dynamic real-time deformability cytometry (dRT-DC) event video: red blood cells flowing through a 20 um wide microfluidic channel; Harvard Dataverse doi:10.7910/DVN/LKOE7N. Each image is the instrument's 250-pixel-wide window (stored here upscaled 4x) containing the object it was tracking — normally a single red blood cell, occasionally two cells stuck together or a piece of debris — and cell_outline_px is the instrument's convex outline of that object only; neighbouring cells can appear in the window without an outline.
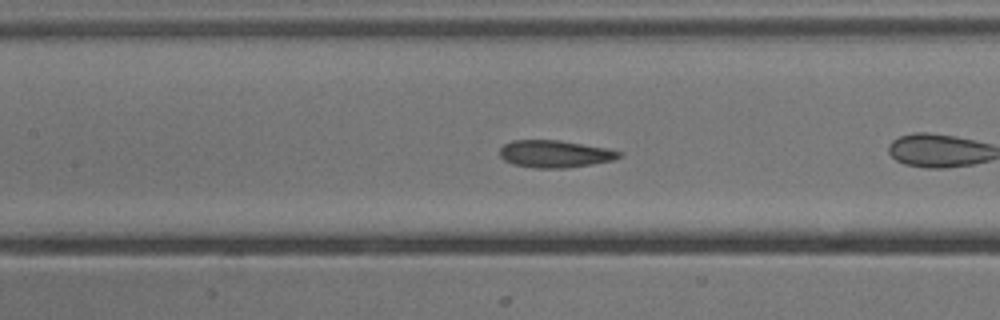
{"species": "common noctule bat (a hibernating species)", "species_latin": "Nyctalus noctula", "temperature_condition": "cold", "stored_images_in_passage": 36, "camera_frame_rate_fps": 3000, "um_per_image_px": 0.085, "animal": {"sex": "male", "body_mass_g": 13.3}, "frame": {"image": 1, "passage_image": 6, "time_ms": 1.667, "image_size_px": [1000, 320], "cell_outline_px": [[624, 156], [612, 160], [592, 164], [564, 168], [532, 168], [512, 164], [504, 160], [500, 156], [500, 148], [504, 144], [512, 140], [560, 140], [608, 148], [624, 152]], "centroid_in_image_um": [47.19, 13.08], "position_along_channel_um": 160.2, "area_um2": 19.19}}
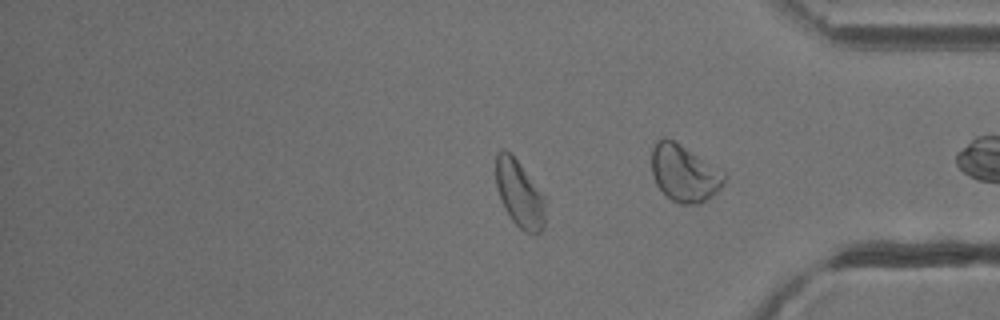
{"frame": {"image": 2, "passage_image": 26, "time_ms": 8.333, "image_size_px": [1000, 320], "cell_outline_px": [[548, 200], [544, 228], [536, 236], [524, 232], [512, 220], [504, 208], [496, 188], [496, 152], [500, 148], [504, 148], [520, 164], [548, 196]], "centroid_in_image_um": [44.23, 16.51], "position_along_channel_um": 391.0, "area_um2": 20.23}, "authors_computed_cell_mechanics": {"area_um2": 19.5364, "velocity_mm_per_s": 3.8136, "shape_relaxation_time_tau1_ms": 2.0571, "shape_relaxation_time_tau2_ms": 1.5807, "deformation_change_tau1": 0.093, "deformation_change_tau2": 0.0663}}